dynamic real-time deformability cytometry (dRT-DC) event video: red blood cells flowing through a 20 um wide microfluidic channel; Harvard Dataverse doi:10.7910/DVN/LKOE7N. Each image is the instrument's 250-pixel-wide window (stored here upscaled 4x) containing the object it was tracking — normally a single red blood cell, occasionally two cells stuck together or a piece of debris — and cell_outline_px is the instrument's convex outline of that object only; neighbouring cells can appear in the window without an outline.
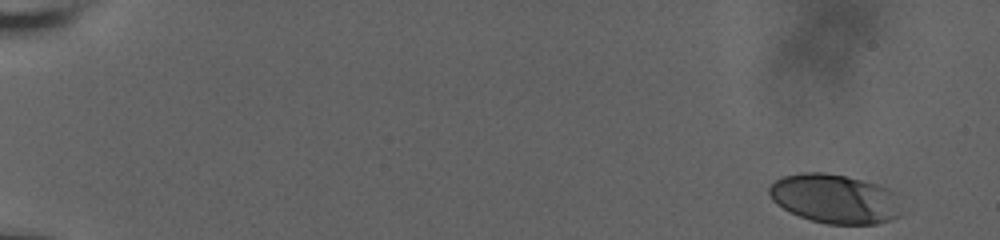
{"species": "human", "species_latin": "Homo sapiens", "temperature_condition": "room temperature", "stored_images_in_passage": 14, "camera_frame_rate_fps": 3000, "um_per_image_px": 0.085, "donor": {"sex": "male"}, "frame": {"image": 1, "passage_image": 1, "time_ms": 0.0, "image_size_px": [1000, 240], "cell_outline_px": [[904, 212], [900, 216], [876, 224], [828, 224], [812, 220], [800, 216], [776, 204], [772, 200], [768, 192], [768, 188], [776, 180], [784, 176], [800, 172], [824, 172], [844, 176], [876, 184], [888, 188], [896, 192]], "centroid_in_image_um": [71.0, 16.9], "position_along_channel_um": 14.0, "area_um2": 38.09}}